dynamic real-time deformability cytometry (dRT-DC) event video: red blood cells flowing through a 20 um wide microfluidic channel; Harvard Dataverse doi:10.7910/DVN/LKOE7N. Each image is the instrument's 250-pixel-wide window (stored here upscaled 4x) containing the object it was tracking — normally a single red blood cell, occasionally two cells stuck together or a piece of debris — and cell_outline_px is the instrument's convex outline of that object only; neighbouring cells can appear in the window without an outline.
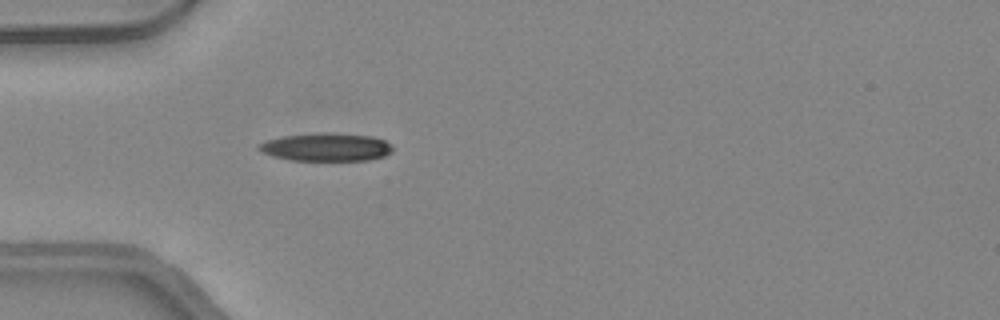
{"species": "common noctule bat (a hibernating species)", "species_latin": "Nyctalus noctula", "temperature_condition": "warm", "stored_images_in_passage": 34, "camera_frame_rate_fps": 3000, "um_per_image_px": 0.085, "animal": {"sex": "female", "body_mass_g": 24.6, "forearm_length_mm": 56.2}, "frame": {"image": 1, "passage_image": 1, "time_ms": 0.0, "image_size_px": [1000, 320], "cell_outline_px": [[392, 152], [384, 156], [368, 160], [292, 160], [272, 156], [260, 152], [256, 148], [256, 144], [264, 140], [284, 136], [320, 132], [328, 132], [372, 136], [384, 140], [392, 144]], "centroid_in_image_um": [27.68, 12.49], "position_along_channel_um": 57.3, "area_um2": 22.14}}
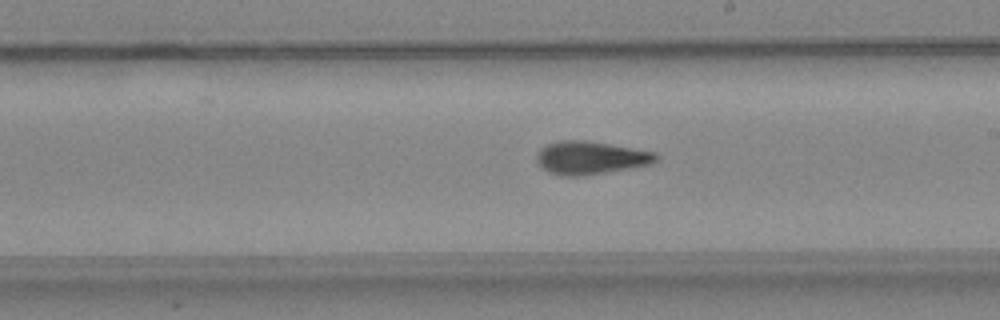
{"frame": {"image": 2, "passage_image": 14, "time_ms": 4.333, "image_size_px": [1000, 320], "cell_outline_px": [[660, 160], [652, 164], [632, 168], [584, 176], [560, 176], [548, 172], [536, 160], [536, 156], [540, 148], [544, 144], [560, 140], [584, 140], [656, 152], [660, 156]], "centroid_in_image_um": [50.22, 13.42], "position_along_channel_um": 238.8, "area_um2": 23.29}}
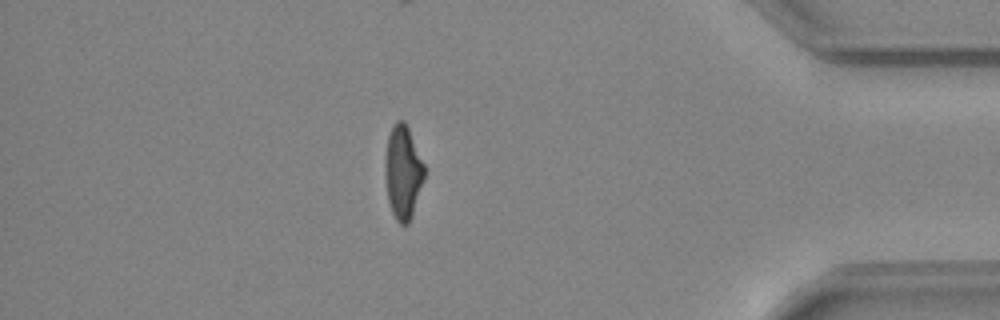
{"frame": {"image": 3, "passage_image": 28, "time_ms": 9.0, "image_size_px": [1000, 320], "cell_outline_px": [[424, 180], [412, 216], [408, 224], [400, 224], [396, 220], [392, 212], [388, 200], [384, 168], [384, 160], [388, 136], [392, 124], [396, 120], [404, 120], [408, 128], [424, 164]], "centroid_in_image_um": [34.23, 14.63], "position_along_channel_um": 401.0, "area_um2": 21.44}, "authors_computed_cell_mechanics": {"area_um2": 22.1085, "velocity_mm_per_s": 4.2942, "shape_relaxation_time_tau1_ms": null, "shape_relaxation_time_tau2_ms": 2.1964, "deformation_change_tau1": null, "deformation_change_tau2": 0.0745}}